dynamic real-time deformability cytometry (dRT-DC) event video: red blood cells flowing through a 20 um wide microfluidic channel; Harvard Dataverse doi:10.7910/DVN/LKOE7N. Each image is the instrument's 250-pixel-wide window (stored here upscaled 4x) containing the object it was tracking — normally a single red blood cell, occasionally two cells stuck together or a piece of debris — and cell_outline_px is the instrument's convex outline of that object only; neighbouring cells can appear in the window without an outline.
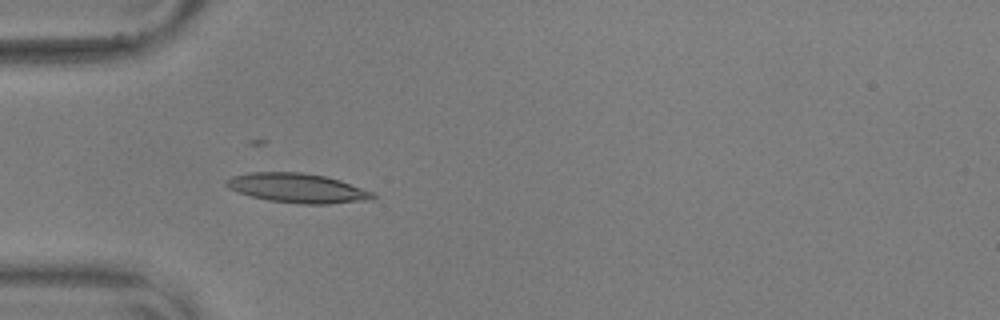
{"species": "common noctule bat (a hibernating species)", "species_latin": "Nyctalus noctula", "temperature_condition": "warm", "stored_images_in_passage": 50, "camera_frame_rate_fps": 3000, "um_per_image_px": 0.085, "animal": {"sex": "male", "body_mass_g": 17.9, "forearm_length_mm": 54.2}, "frame": {"image": 1, "passage_image": 11, "time_ms": 3.333, "image_size_px": [1000, 320], "cell_outline_px": [[376, 196], [372, 200], [328, 204], [304, 204], [268, 200], [236, 192], [228, 188], [224, 184], [224, 180], [232, 176], [252, 172], [300, 172], [324, 176], [340, 180], [372, 192]], "centroid_in_image_um": [25.25, 15.99], "position_along_channel_um": 59.7, "area_um2": 25.09}}
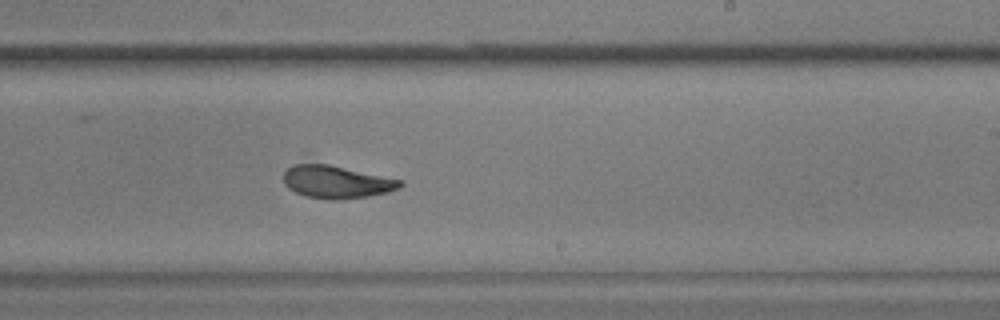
{"frame": {"image": 2, "passage_image": 28, "time_ms": 9.0, "image_size_px": [1000, 320], "cell_outline_px": [[404, 184], [400, 188], [388, 192], [368, 196], [344, 200], [328, 200], [304, 196], [288, 188], [284, 184], [284, 172], [304, 152], [308, 152], [400, 180]], "centroid_in_image_um": [28.48, 15.25], "position_along_channel_um": 260.5, "area_um2": 25.84}}
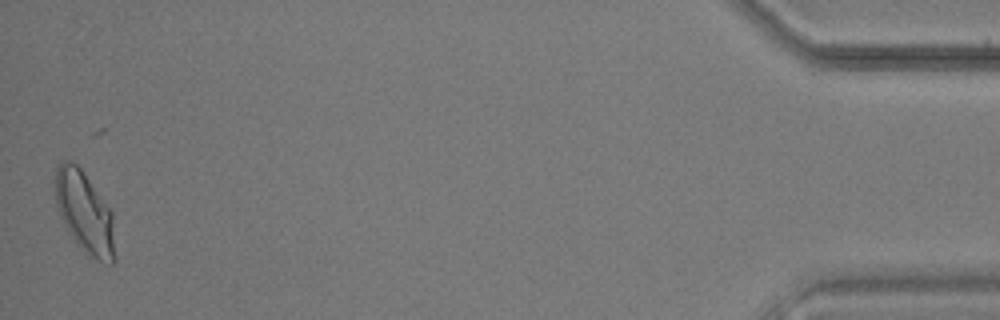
{"frame": {"image": 3, "passage_image": 49, "time_ms": 16.0, "image_size_px": [1000, 320], "cell_outline_px": [[116, 260], [112, 264], [108, 264], [96, 260], [84, 252], [80, 248], [64, 224], [60, 216], [56, 204], [56, 164], [64, 160], [68, 160], [76, 164], [80, 168], [112, 212]], "centroid_in_image_um": [7.21, 18.1], "position_along_channel_um": 428.0, "area_um2": 28.15}}